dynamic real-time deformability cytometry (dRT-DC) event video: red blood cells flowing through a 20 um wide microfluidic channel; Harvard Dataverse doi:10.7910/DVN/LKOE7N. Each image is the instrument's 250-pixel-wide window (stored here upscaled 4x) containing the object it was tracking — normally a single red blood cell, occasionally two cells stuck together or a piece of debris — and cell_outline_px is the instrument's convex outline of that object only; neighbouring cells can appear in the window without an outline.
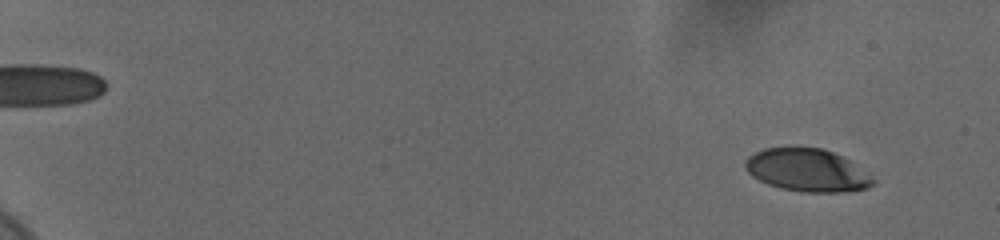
{"species": "human", "species_latin": "Homo sapiens", "temperature_condition": "cold", "stored_images_in_passage": 59, "camera_frame_rate_fps": 3000, "um_per_image_px": 0.085, "donor": {"sex": "female"}, "frame": {"image": 1, "passage_image": 5, "time_ms": 1.333, "image_size_px": [1000, 240], "cell_outline_px": [[876, 184], [868, 188], [848, 192], [800, 192], [768, 184], [752, 176], [744, 168], [744, 160], [748, 156], [764, 148], [792, 144], [824, 148], [844, 156], [872, 176], [876, 180]], "centroid_in_image_um": [68.62, 14.42], "position_along_channel_um": 16.4, "area_um2": 32.89}}
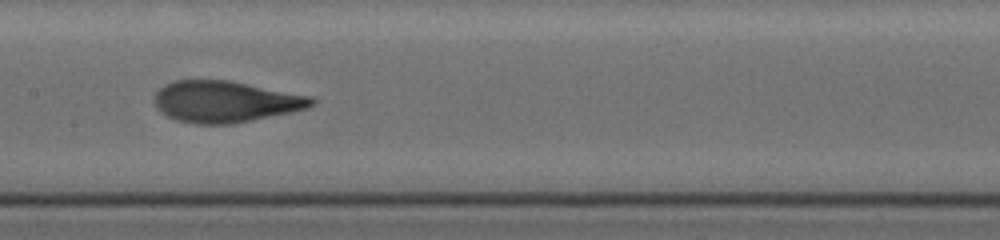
{"frame": {"image": 2, "passage_image": 34, "time_ms": 11.0, "image_size_px": [1000, 240], "cell_outline_px": [[316, 104], [308, 108], [292, 112], [232, 124], [196, 124], [176, 120], [160, 112], [156, 108], [152, 100], [152, 96], [164, 84], [176, 80], [228, 80], [312, 96], [316, 100]], "centroid_in_image_um": [19.14, 8.64], "position_along_channel_um": 188.3, "area_um2": 38.26}}
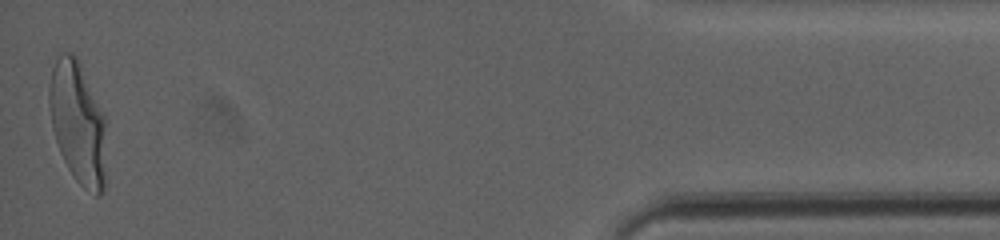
{"frame": {"image": 3, "passage_image": 59, "time_ms": 19.333, "image_size_px": [1000, 240], "cell_outline_px": [[104, 188], [100, 196], [96, 196], [84, 188], [76, 180], [68, 168], [60, 152], [52, 128], [48, 100], [48, 88], [52, 68], [60, 52], [72, 52], [76, 56], [104, 112]], "centroid_in_image_um": [6.59, 10.4], "position_along_channel_um": 428.6, "area_um2": 40.4}, "authors_computed_cell_mechanics": {"area_um2": 37.281, "velocity_mm_per_s": 3.6734, "shape_relaxation_time_tau1_ms": 5.0346, "shape_relaxation_time_tau2_ms": 0.7052, "deformation_change_tau1": 0.2124, "deformation_change_tau2": 0.0749}}